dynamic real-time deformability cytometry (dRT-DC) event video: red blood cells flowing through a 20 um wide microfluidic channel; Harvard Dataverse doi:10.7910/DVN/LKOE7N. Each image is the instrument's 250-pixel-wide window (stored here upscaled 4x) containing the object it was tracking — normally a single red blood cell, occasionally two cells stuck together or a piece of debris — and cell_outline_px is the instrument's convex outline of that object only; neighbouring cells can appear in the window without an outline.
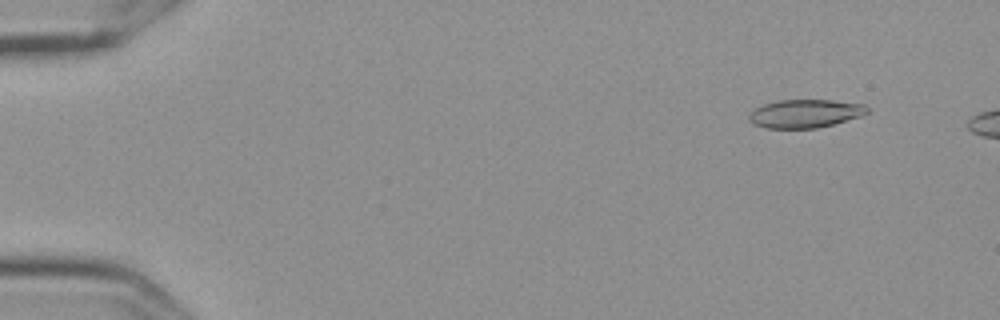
{"species": "Egyptian fruit bat (a non-hibernating species)", "species_latin": "Rousettus aegyptiacus", "temperature_condition": "cold", "stored_images_in_passage": 50, "camera_frame_rate_fps": 3000, "um_per_image_px": 0.085, "frame": {"image": 1, "passage_image": 1, "time_ms": 0.0, "image_size_px": [1000, 320], "cell_outline_px": [[868, 112], [860, 116], [832, 124], [816, 128], [764, 128], [752, 124], [748, 120], [748, 116], [756, 108], [764, 104], [776, 100], [832, 100], [864, 104], [868, 108]], "centroid_in_image_um": [68.4, 9.65], "position_along_channel_um": 16.6, "area_um2": 19.42}}
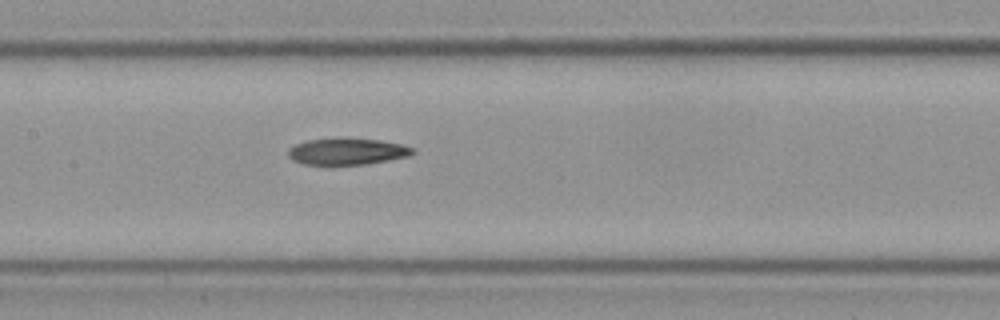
{"frame": {"image": 2, "passage_image": 24, "time_ms": 7.667, "image_size_px": [1000, 320], "cell_outline_px": [[416, 152], [408, 156], [388, 160], [364, 164], [304, 164], [292, 160], [288, 156], [288, 148], [296, 144], [308, 140], [344, 136], [380, 140], [400, 144], [412, 148]], "centroid_in_image_um": [29.48, 12.84], "position_along_channel_um": 177.9, "area_um2": 19.48}}
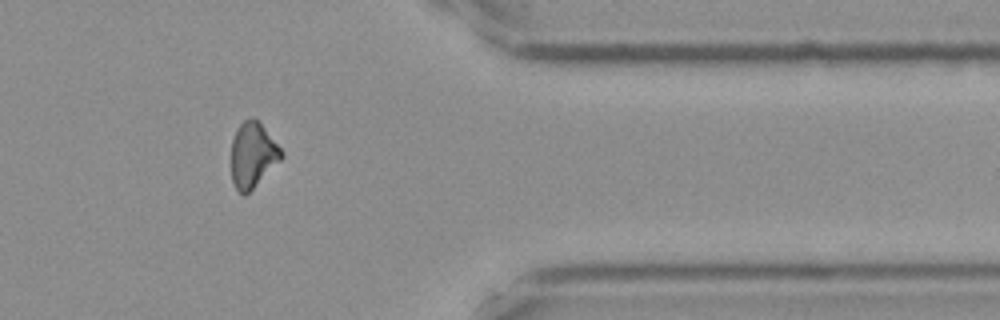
{"frame": {"image": 3, "passage_image": 43, "time_ms": 14.0, "image_size_px": [1000, 320], "cell_outline_px": [[284, 156], [244, 196], [236, 188], [232, 180], [232, 140], [236, 128], [244, 120], [252, 116], [264, 128], [284, 152]], "centroid_in_image_um": [21.47, 13.14], "position_along_channel_um": 389.9, "area_um2": 18.61}}